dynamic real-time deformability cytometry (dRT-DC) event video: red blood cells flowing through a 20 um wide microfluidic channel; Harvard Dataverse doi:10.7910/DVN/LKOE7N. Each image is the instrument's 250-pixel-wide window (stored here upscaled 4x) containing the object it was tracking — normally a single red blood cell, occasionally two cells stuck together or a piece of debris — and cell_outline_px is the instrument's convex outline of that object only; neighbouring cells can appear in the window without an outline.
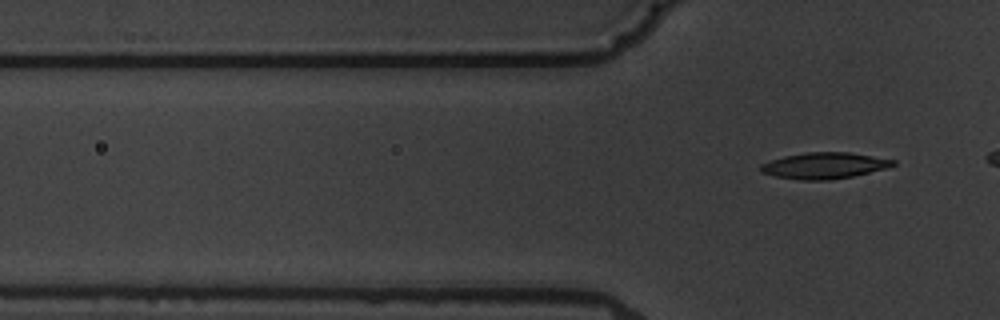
{"species": "common noctule bat (a hibernating species)", "species_latin": "Nyctalus noctula", "temperature_condition": "warm", "stored_images_in_passage": 6, "segment_of_instrument_passage": [2, 2], "camera_frame_rate_fps": 3000, "um_per_image_px": 0.085, "animal": {"sex": "male", "body_mass_g": 19.5, "forearm_length_mm": 54.6}, "frame": {"image": 1, "passage_image": 6, "time_ms": 5.667, "image_size_px": [1000, 320], "cell_outline_px": [[896, 164], [884, 168], [852, 176], [828, 180], [800, 180], [776, 176], [760, 172], [760, 164], [784, 156], [804, 152], [848, 152], [896, 160]], "centroid_in_image_um": [70.03, 14.07], "position_along_channel_um": 55.8, "area_um2": 20.0}}